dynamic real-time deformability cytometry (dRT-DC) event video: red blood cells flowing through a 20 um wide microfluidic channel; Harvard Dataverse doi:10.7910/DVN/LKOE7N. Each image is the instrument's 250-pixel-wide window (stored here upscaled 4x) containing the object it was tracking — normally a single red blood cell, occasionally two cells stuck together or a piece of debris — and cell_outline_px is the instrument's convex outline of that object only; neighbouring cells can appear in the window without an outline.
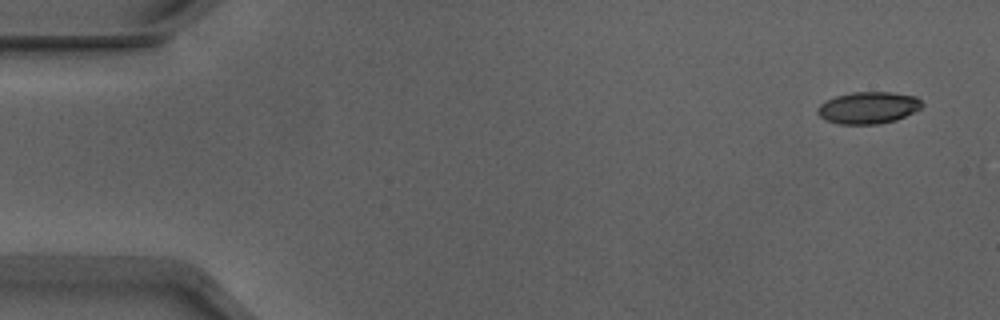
{"species": "Egyptian fruit bat (a non-hibernating species)", "species_latin": "Rousettus aegyptiacus", "temperature_condition": "warm", "stored_images_in_passage": 51, "camera_frame_rate_fps": 3000, "um_per_image_px": 0.085, "animal": {"sex": "male"}, "frame": {"image": 1, "passage_image": 1, "time_ms": 0.0, "image_size_px": [1000, 320], "cell_outline_px": [[924, 104], [920, 108], [896, 120], [880, 124], [836, 124], [824, 120], [816, 112], [816, 108], [820, 104], [836, 96], [852, 92], [892, 92], [916, 96]], "centroid_in_image_um": [73.78, 9.16], "position_along_channel_um": 11.2, "area_um2": 19.48}}
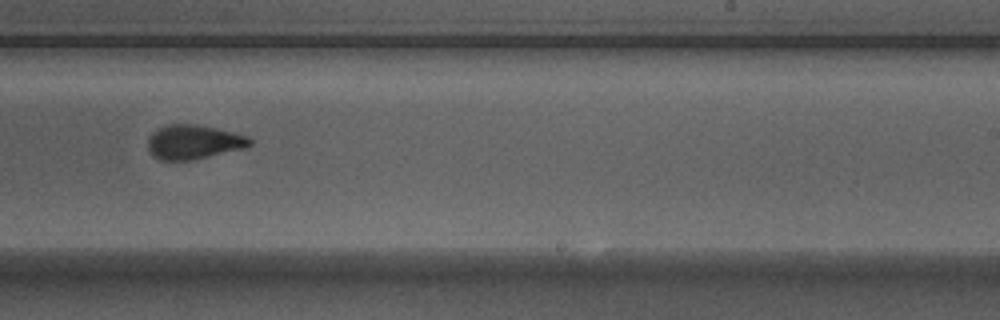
{"frame": {"image": 2, "passage_image": 31, "time_ms": 10.0, "image_size_px": [1000, 320], "cell_outline_px": [[252, 144], [244, 148], [192, 160], [160, 160], [148, 148], [148, 140], [152, 132], [160, 128], [172, 124], [196, 124], [216, 128], [248, 136], [252, 140]], "centroid_in_image_um": [16.48, 12.07], "position_along_channel_um": 272.5, "area_um2": 20.06}}
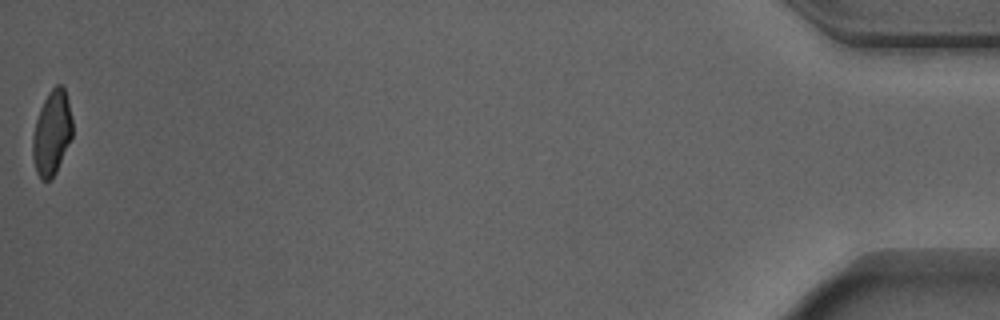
{"frame": {"image": 3, "passage_image": 51, "time_ms": 16.667, "image_size_px": [1000, 320], "cell_outline_px": [[72, 136], [56, 172], [48, 180], [40, 180], [36, 172], [32, 156], [32, 136], [36, 120], [40, 108], [48, 92], [56, 84], [60, 84], [64, 88], [68, 100], [72, 116]], "centroid_in_image_um": [4.4, 11.28], "position_along_channel_um": 430.8, "area_um2": 19.59}, "authors_computed_cell_mechanics": {"area_um2": 20.6346, "velocity_mm_per_s": 3.9029, "shape_relaxation_time_tau1_ms": 4.7213, "shape_relaxation_time_tau2_ms": 1.1793, "deformation_change_tau1": 0.1644, "deformation_change_tau2": 0.0667}}